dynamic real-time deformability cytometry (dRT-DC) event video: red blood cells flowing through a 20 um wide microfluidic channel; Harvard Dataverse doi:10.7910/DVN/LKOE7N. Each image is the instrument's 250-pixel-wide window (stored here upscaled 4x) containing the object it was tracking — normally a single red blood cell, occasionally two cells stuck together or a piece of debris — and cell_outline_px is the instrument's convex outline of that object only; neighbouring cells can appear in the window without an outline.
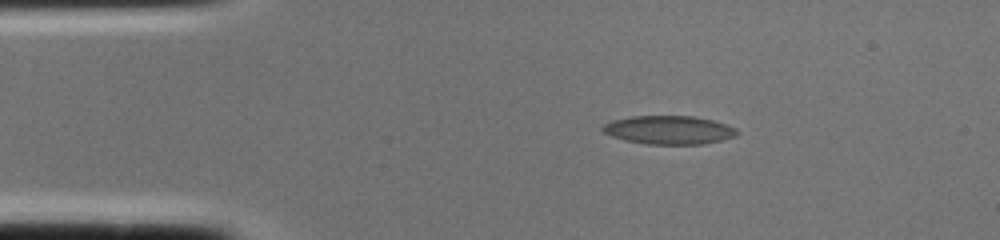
{"species": "common noctule bat (a hibernating species)", "species_latin": "Nyctalus noctula", "temperature_condition": "cold", "stored_images_in_passage": 1, "camera_frame_rate_fps": 3000, "um_per_image_px": 0.085, "animal": {"sex": "female", "body_mass_g": 22.0, "forearm_length_mm": 56.7}, "frame": {"image": 1, "passage_image": 1, "time_ms": 0.0, "image_size_px": [1000, 240], "cell_outline_px": [[740, 132], [736, 136], [704, 144], [648, 144], [624, 140], [612, 136], [604, 132], [600, 128], [604, 124], [612, 120], [632, 116], [692, 116], [712, 120], [736, 128]], "centroid_in_image_um": [56.85, 11.05], "position_along_channel_um": 28.1, "area_um2": 22.25}}